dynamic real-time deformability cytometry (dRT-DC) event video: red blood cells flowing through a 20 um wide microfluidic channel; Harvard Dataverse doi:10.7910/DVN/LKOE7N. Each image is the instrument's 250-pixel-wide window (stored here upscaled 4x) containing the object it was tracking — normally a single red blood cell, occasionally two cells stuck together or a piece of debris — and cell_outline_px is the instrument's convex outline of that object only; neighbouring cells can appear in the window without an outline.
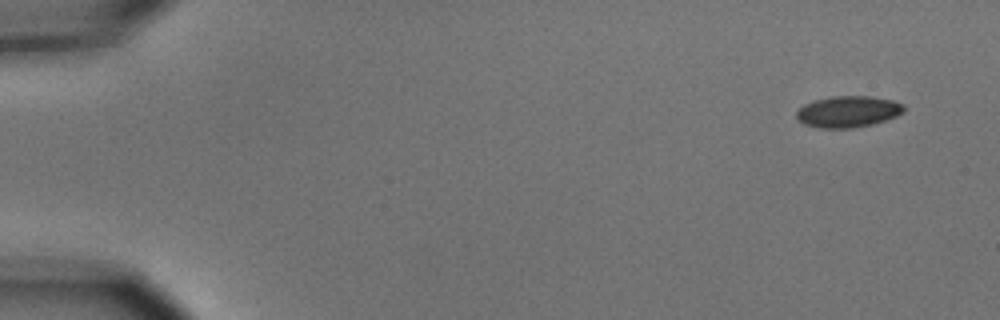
{"species": "common noctule bat (a hibernating species)", "species_latin": "Nyctalus noctula", "temperature_condition": "cold", "stored_images_in_passage": 4, "camera_frame_rate_fps": 3000, "um_per_image_px": 0.085, "animal": {"sex": "male", "body_mass_g": 15.6}, "frame": {"image": 1, "passage_image": 1, "time_ms": 0.0, "image_size_px": [1000, 320], "cell_outline_px": [[904, 112], [896, 116], [872, 124], [852, 128], [820, 128], [804, 124], [796, 116], [796, 112], [804, 104], [816, 100], [832, 96], [872, 96], [892, 100], [904, 104]], "centroid_in_image_um": [72.1, 9.48], "position_along_channel_um": 12.9, "area_um2": 19.54}}